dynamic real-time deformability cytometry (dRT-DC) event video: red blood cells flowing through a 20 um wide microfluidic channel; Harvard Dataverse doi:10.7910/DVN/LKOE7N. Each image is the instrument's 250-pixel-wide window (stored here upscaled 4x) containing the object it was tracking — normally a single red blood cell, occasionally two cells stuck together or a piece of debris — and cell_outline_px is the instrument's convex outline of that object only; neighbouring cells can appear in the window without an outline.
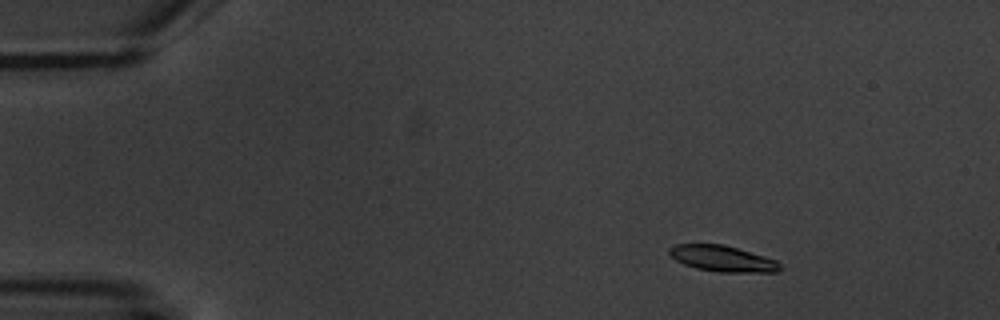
{"species": "common noctule bat (a hibernating species)", "species_latin": "Nyctalus noctula", "temperature_condition": "warm", "stored_images_in_passage": 5, "camera_frame_rate_fps": 3000, "um_per_image_px": 0.085, "animal": {"sex": "male", "body_mass_g": 20.1, "forearm_length_mm": 53.5}, "frame": {"image": 1, "passage_image": 2, "time_ms": 1.0, "image_size_px": [1000, 320], "cell_outline_px": [[784, 268], [776, 272], [720, 272], [696, 268], [684, 264], [676, 260], [668, 252], [668, 248], [676, 244], [724, 244], [764, 256], [776, 260]], "centroid_in_image_um": [61.43, 21.98], "position_along_channel_um": 23.6, "area_um2": 16.76}}
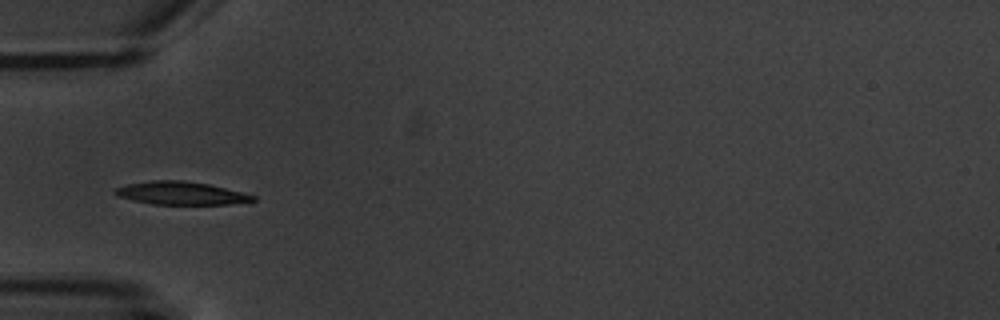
{"frame": {"image": 2, "passage_image": 5, "time_ms": 4.667, "image_size_px": [1000, 320], "cell_outline_px": [[256, 200], [228, 204], [152, 204], [132, 200], [120, 196], [112, 192], [116, 188], [128, 184], [152, 180], [184, 180], [208, 184], [244, 192], [256, 196]], "centroid_in_image_um": [15.4, 16.41], "position_along_channel_um": 69.6, "area_um2": 18.38}}